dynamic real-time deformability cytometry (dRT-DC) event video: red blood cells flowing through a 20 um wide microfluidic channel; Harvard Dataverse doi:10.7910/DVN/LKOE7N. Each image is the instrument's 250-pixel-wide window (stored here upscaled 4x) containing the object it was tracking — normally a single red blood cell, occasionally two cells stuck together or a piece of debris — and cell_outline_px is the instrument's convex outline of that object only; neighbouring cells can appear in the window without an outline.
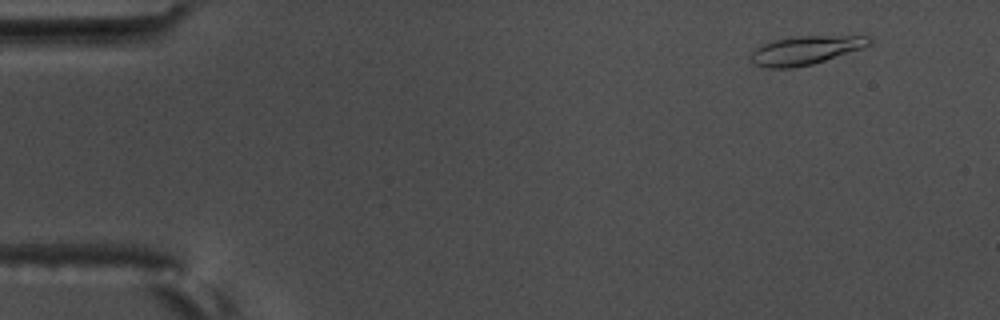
{"species": "common noctule bat (a hibernating species)", "species_latin": "Nyctalus noctula", "temperature_condition": "warm", "stored_images_in_passage": 14, "camera_frame_rate_fps": 3000, "um_per_image_px": 0.085, "animal": {"sex": "male", "body_mass_g": 17.5, "forearm_length_mm": 52.3}, "frame": {"image": 1, "passage_image": 1, "time_ms": 0.0, "image_size_px": [1000, 320], "cell_outline_px": [[872, 40], [868, 44], [860, 48], [812, 64], [792, 68], [764, 68], [756, 64], [752, 60], [752, 52], [756, 48], [764, 44], [776, 40], [800, 36], [868, 36]], "centroid_in_image_um": [68.43, 4.28], "position_along_channel_um": 16.6, "area_um2": 19.07}}
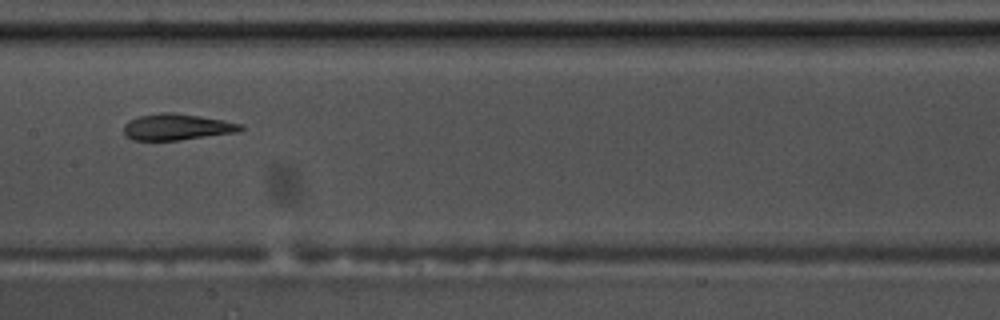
{"frame": {"image": 2, "passage_image": 7, "time_ms": 2.0, "image_size_px": [1000, 320], "cell_outline_px": [[244, 128], [236, 132], [180, 140], [132, 140], [124, 136], [124, 124], [128, 120], [136, 116], [160, 112], [172, 112], [200, 116], [224, 120], [244, 124]], "centroid_in_image_um": [14.99, 10.78], "position_along_channel_um": 192.4, "area_um2": 18.09}}
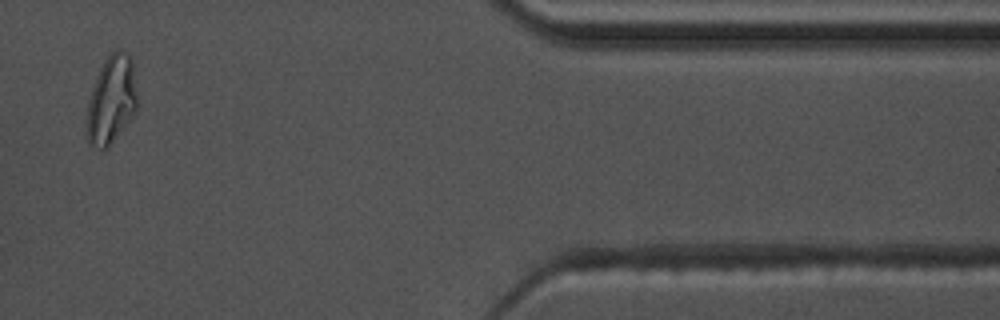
{"frame": {"image": 3, "passage_image": 12, "time_ms": 3.667, "image_size_px": [1000, 320], "cell_outline_px": [[140, 104], [136, 112], [108, 148], [92, 148], [88, 144], [88, 100], [96, 76], [104, 60], [112, 52], [120, 52], [132, 56]], "centroid_in_image_um": [9.53, 8.5], "position_along_channel_um": 401.9, "area_um2": 26.18}}